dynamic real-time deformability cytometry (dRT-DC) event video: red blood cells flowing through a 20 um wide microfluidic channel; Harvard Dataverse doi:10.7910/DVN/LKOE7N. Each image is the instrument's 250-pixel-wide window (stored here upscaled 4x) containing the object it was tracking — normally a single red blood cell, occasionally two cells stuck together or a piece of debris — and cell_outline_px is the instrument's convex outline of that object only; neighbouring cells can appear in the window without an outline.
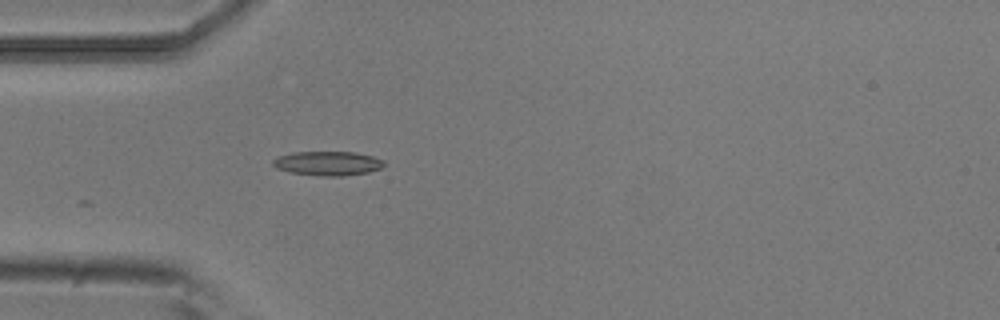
{"species": "common noctule bat (a hibernating species)", "species_latin": "Nyctalus noctula", "temperature_condition": "room temperature", "stored_images_in_passage": 4, "camera_frame_rate_fps": 3000, "um_per_image_px": 0.085, "animal": {"sex": "male", "body_mass_g": 20.5, "forearm_length_mm": 52.5}, "frame": {"image": 1, "passage_image": 4, "time_ms": 1.0, "image_size_px": [1000, 320], "cell_outline_px": [[384, 164], [380, 168], [368, 172], [344, 176], [320, 176], [288, 172], [276, 168], [272, 164], [272, 160], [280, 156], [292, 152], [356, 152], [372, 156], [384, 160]], "centroid_in_image_um": [27.84, 13.89], "position_along_channel_um": 57.2, "area_um2": 15.72}}